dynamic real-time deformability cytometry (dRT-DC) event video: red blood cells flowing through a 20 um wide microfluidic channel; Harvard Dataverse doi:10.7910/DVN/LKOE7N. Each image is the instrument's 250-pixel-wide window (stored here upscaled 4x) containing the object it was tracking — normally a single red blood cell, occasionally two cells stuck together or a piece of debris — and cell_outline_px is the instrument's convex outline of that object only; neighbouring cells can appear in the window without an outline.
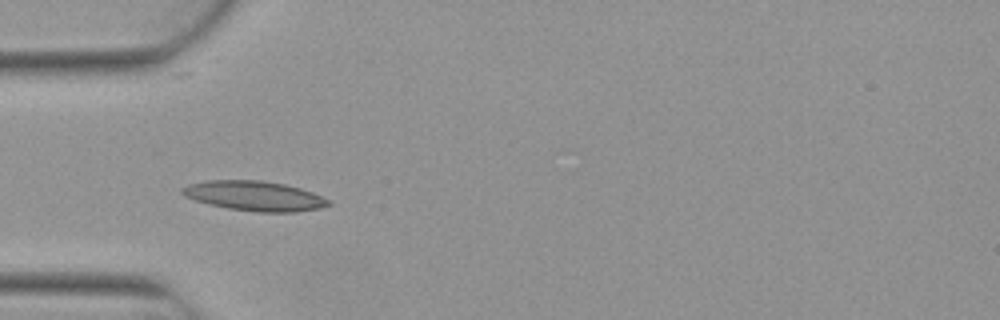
{"species": "Egyptian fruit bat (a non-hibernating species)", "species_latin": "Rousettus aegyptiacus", "temperature_condition": "warm", "stored_images_in_passage": 5, "camera_frame_rate_fps": 3000, "um_per_image_px": 0.085, "animal": {"sex": "female"}, "frame": {"image": 1, "passage_image": 5, "time_ms": 1.333, "image_size_px": [1000, 320], "cell_outline_px": [[332, 204], [320, 208], [296, 212], [260, 212], [228, 208], [208, 204], [184, 196], [180, 192], [180, 188], [188, 184], [204, 180], [260, 180], [284, 184], [300, 188], [312, 192], [332, 200]], "centroid_in_image_um": [21.63, 16.65], "position_along_channel_um": 63.4, "area_um2": 25.55}}